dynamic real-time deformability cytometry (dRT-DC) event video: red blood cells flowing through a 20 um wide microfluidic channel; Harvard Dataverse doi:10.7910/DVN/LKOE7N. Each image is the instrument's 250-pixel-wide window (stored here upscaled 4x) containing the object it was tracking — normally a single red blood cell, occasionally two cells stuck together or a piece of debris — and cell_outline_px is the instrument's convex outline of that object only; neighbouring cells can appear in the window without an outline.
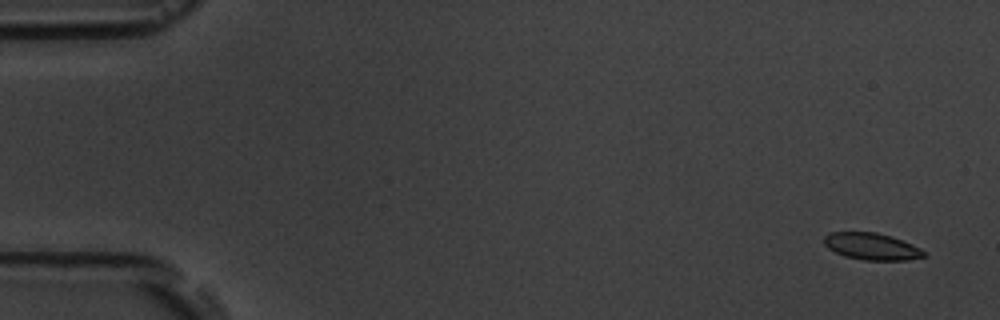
{"species": "common noctule bat (a hibernating species)", "species_latin": "Nyctalus noctula", "temperature_condition": "room temperature", "stored_images_in_passage": 5, "camera_frame_rate_fps": 3000, "um_per_image_px": 0.085, "animal": {"sex": "male", "body_mass_g": 19.5, "forearm_length_mm": 54.6}, "frame": {"image": 1, "passage_image": 1, "time_ms": 0.0, "image_size_px": [1000, 320], "cell_outline_px": [[928, 256], [908, 260], [864, 260], [844, 256], [828, 248], [824, 244], [824, 236], [832, 232], [876, 232], [892, 236], [912, 244], [928, 252]], "centroid_in_image_um": [74.14, 20.95], "position_along_channel_um": 10.9, "area_um2": 15.78}}
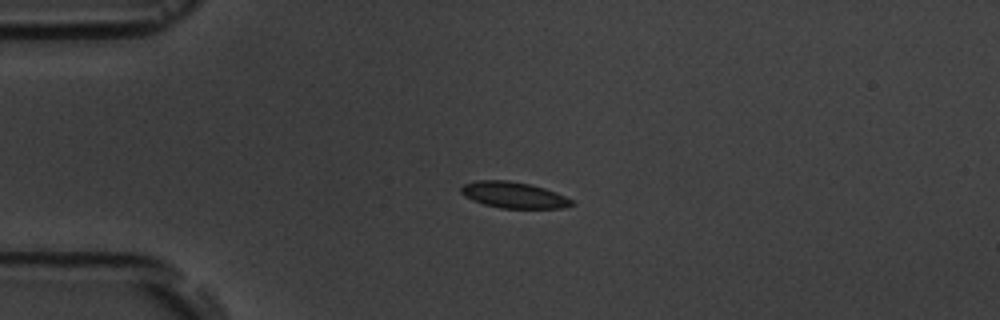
{"frame": {"image": 2, "passage_image": 4, "time_ms": 3.667, "image_size_px": [1000, 320], "cell_outline_px": [[576, 204], [564, 208], [500, 208], [484, 204], [472, 200], [464, 196], [460, 192], [460, 188], [464, 184], [476, 180], [508, 180], [528, 184], [544, 188], [556, 192], [572, 200]], "centroid_in_image_um": [43.65, 16.58], "position_along_channel_um": 41.4, "area_um2": 16.88}}